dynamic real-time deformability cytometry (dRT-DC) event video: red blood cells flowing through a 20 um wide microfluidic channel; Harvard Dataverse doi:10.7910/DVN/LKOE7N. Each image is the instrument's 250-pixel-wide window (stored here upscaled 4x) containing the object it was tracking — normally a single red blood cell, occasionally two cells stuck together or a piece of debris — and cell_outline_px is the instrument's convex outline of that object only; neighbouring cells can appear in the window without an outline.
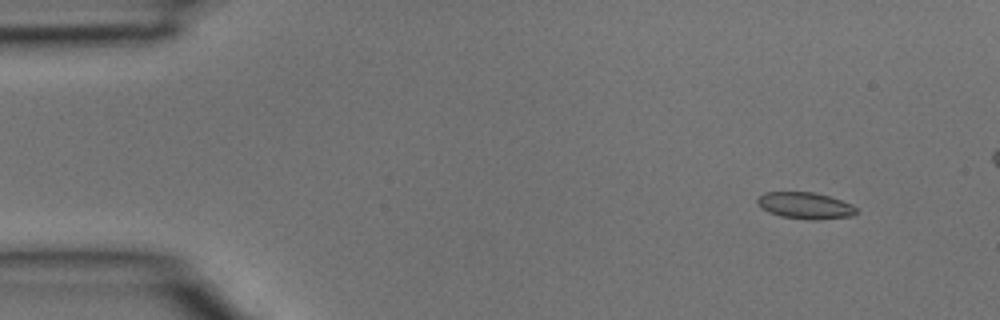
{"species": "common noctule bat (a hibernating species)", "species_latin": "Nyctalus noctula", "temperature_condition": "room temperature", "stored_images_in_passage": 40, "camera_frame_rate_fps": 3000, "um_per_image_px": 0.085, "animal": {"sex": "male", "body_mass_g": 15.6}, "frame": {"image": 1, "passage_image": 4, "time_ms": 1.0, "image_size_px": [1000, 320], "cell_outline_px": [[856, 212], [852, 216], [820, 220], [812, 220], [780, 216], [768, 212], [760, 208], [756, 204], [756, 200], [764, 192], [812, 192], [828, 196], [852, 204], [856, 208]], "centroid_in_image_um": [68.4, 17.48], "position_along_channel_um": 16.6, "area_um2": 15.37}}
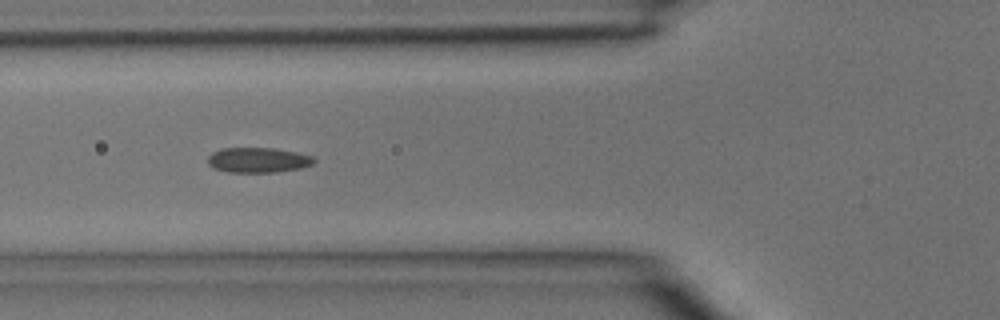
{"frame": {"image": 2, "passage_image": 15, "time_ms": 4.667, "image_size_px": [1000, 320], "cell_outline_px": [[316, 160], [312, 164], [300, 168], [276, 172], [228, 172], [212, 168], [208, 164], [208, 156], [212, 152], [220, 148], [272, 148], [296, 152], [312, 156]], "centroid_in_image_um": [21.89, 13.6], "position_along_channel_um": 103.9, "area_um2": 15.55}}
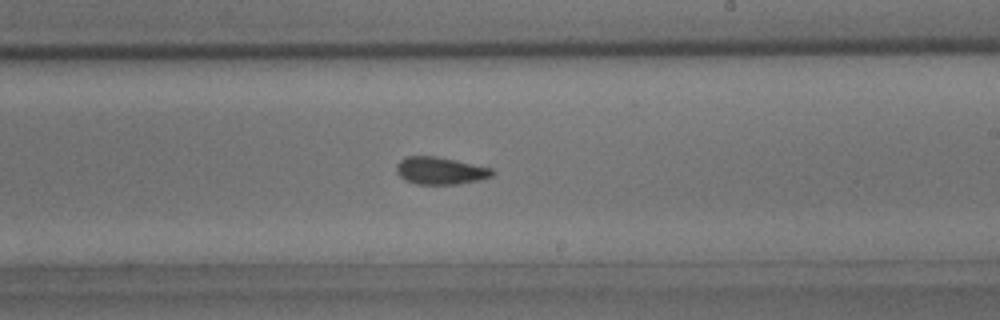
{"frame": {"image": 3, "passage_image": 24, "time_ms": 7.667, "image_size_px": [1000, 320], "cell_outline_px": [[496, 172], [492, 176], [476, 180], [456, 184], [416, 184], [404, 180], [396, 172], [396, 164], [400, 160], [408, 156], [436, 156], [456, 160], [492, 168]], "centroid_in_image_um": [37.4, 14.5], "position_along_channel_um": 251.6, "area_um2": 15.26}}